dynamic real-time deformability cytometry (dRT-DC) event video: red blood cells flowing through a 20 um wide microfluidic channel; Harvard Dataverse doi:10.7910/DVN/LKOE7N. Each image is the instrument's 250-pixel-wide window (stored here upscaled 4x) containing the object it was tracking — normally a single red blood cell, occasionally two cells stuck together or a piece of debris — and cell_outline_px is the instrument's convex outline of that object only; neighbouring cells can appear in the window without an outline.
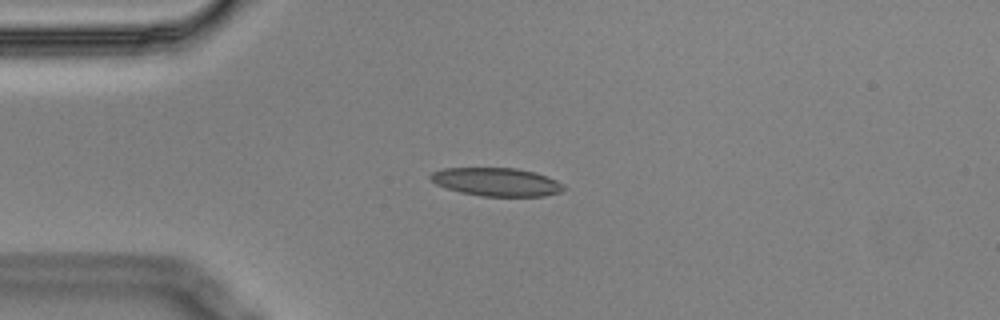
{"species": "Egyptian fruit bat (a non-hibernating species)", "species_latin": "Rousettus aegyptiacus", "temperature_condition": "cold", "stored_images_in_passage": 2, "camera_frame_rate_fps": 3000, "um_per_image_px": 0.085, "animal": {"sex": "male"}, "frame": {"image": 1, "passage_image": 1, "time_ms": 0.0, "image_size_px": [1000, 320], "cell_outline_px": [[568, 188], [560, 192], [544, 196], [480, 196], [460, 192], [436, 184], [428, 176], [432, 172], [444, 168], [516, 168], [536, 172], [556, 180], [564, 184]], "centroid_in_image_um": [42.24, 15.46], "position_along_channel_um": 42.8, "area_um2": 22.02}}